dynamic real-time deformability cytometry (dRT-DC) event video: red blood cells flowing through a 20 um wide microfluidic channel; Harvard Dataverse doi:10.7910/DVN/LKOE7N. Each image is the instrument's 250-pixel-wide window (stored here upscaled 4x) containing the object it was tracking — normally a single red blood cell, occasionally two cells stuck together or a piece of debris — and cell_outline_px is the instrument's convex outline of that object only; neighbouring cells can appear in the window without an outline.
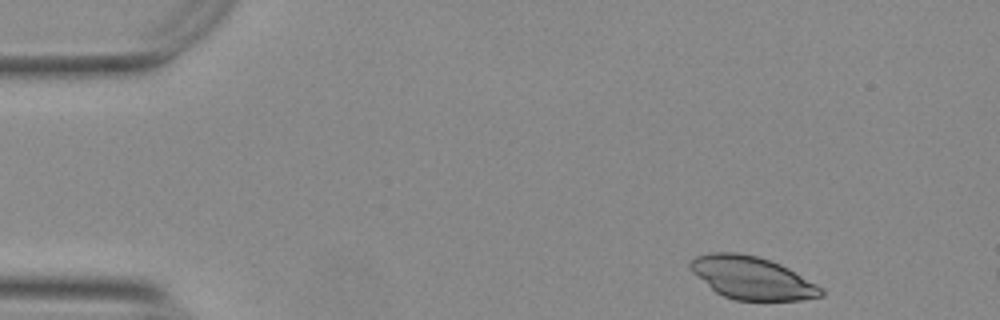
{"species": "Egyptian fruit bat (a non-hibernating species)", "species_latin": "Rousettus aegyptiacus", "temperature_condition": "warm", "stored_images_in_passage": 8, "camera_frame_rate_fps": 3000, "um_per_image_px": 0.085, "animal": {"sex": "female"}, "frame": {"image": 1, "passage_image": 1, "time_ms": 0.0, "image_size_px": [1000, 320], "cell_outline_px": [[824, 296], [800, 300], [736, 300], [724, 296], [716, 292], [692, 272], [688, 264], [696, 256], [712, 252], [736, 252], [756, 256], [780, 264], [788, 268], [824, 288]], "centroid_in_image_um": [63.93, 23.62], "position_along_channel_um": 21.1, "area_um2": 32.31}}